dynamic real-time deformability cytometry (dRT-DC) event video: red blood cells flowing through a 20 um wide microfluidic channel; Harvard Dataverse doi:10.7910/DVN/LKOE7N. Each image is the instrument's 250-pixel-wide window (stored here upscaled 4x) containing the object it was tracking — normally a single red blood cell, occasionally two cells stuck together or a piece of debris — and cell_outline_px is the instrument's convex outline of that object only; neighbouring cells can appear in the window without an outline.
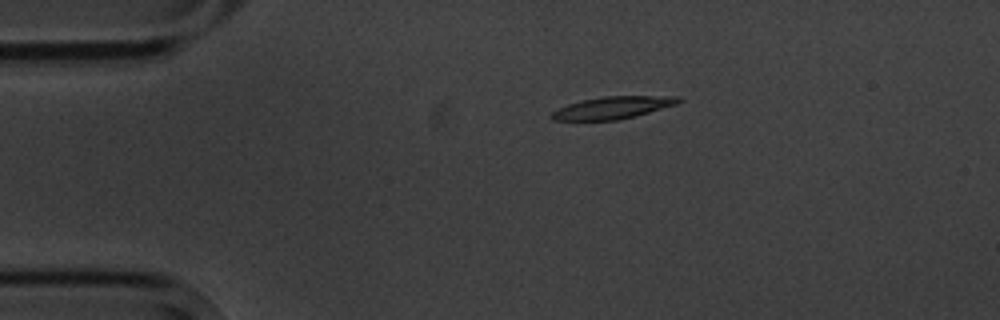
{"species": "common noctule bat (a hibernating species)", "species_latin": "Nyctalus noctula", "temperature_condition": "cold", "stored_images_in_passage": 7, "camera_frame_rate_fps": 3000, "um_per_image_px": 0.085, "animal": {"sex": "male", "body_mass_g": 20.1, "forearm_length_mm": 53.5}, "frame": {"image": 1, "passage_image": 3, "time_ms": 3.333, "image_size_px": [1000, 320], "cell_outline_px": [[684, 100], [676, 104], [636, 116], [616, 120], [552, 120], [548, 116], [552, 112], [568, 104], [584, 100], [604, 96], [680, 96]], "centroid_in_image_um": [52.11, 9.15], "position_along_channel_um": 32.9, "area_um2": 16.36}}
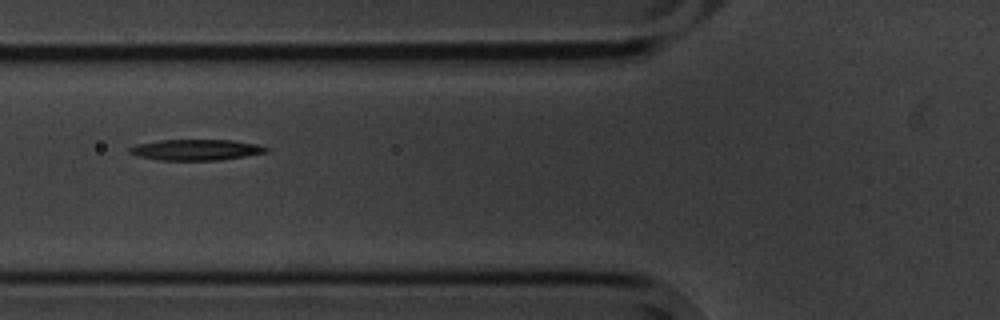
{"frame": {"image": 2, "passage_image": 6, "time_ms": 6.667, "image_size_px": [1000, 320], "cell_outline_px": [[268, 152], [220, 160], [160, 160], [140, 156], [128, 152], [128, 148], [136, 144], [160, 140], [232, 140], [256, 144], [268, 148]], "centroid_in_image_um": [16.65, 12.73], "position_along_channel_um": 109.2, "area_um2": 16.47}}
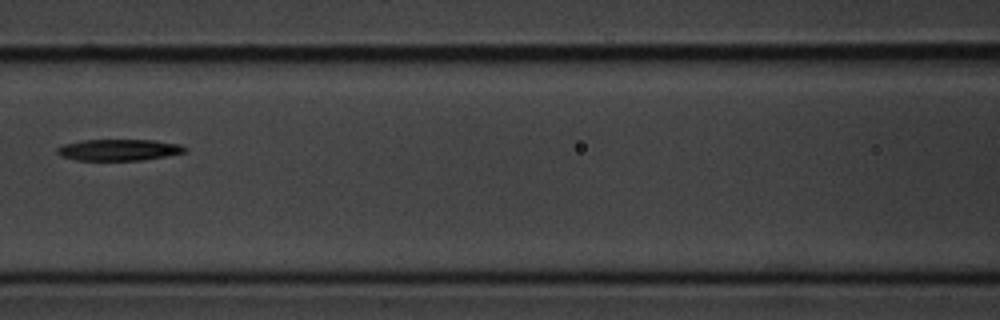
{"frame": {"image": 3, "passage_image": 7, "time_ms": 8.0, "image_size_px": [1000, 320], "cell_outline_px": [[188, 152], [140, 160], [76, 160], [60, 156], [56, 152], [56, 148], [64, 144], [80, 140], [156, 140], [180, 144], [188, 148]], "centroid_in_image_um": [10.1, 12.73], "position_along_channel_um": 156.5, "area_um2": 16.01}}